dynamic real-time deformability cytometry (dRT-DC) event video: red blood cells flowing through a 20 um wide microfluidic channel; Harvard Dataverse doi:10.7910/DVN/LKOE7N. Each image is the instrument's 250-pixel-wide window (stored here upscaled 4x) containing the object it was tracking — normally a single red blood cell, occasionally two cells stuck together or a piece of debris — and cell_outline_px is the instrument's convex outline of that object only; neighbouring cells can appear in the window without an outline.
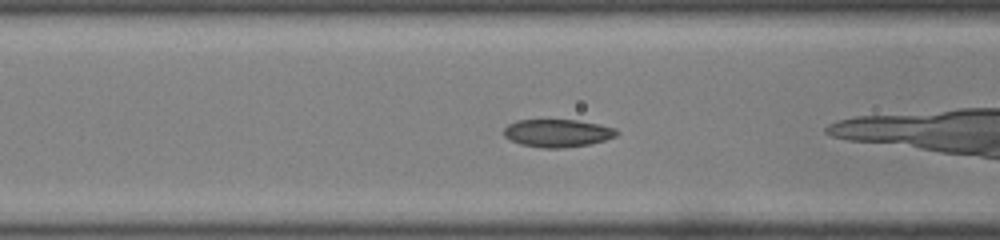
{"species": "common noctule bat (a hibernating species)", "species_latin": "Nyctalus noctula", "temperature_condition": "room temperature", "stored_images_in_passage": 42, "camera_frame_rate_fps": 3000, "um_per_image_px": 0.085, "animal": {"sex": "male", "body_mass_g": 19.0, "forearm_length_mm": 50.8}, "frame": {"image": 1, "passage_image": 11, "time_ms": 3.333, "image_size_px": [1000, 240], "cell_outline_px": [[620, 132], [616, 136], [604, 140], [588, 144], [560, 148], [544, 148], [520, 144], [504, 136], [504, 128], [508, 124], [516, 120], [576, 120], [616, 128]], "centroid_in_image_um": [47.38, 11.31], "position_along_channel_um": 119.2, "area_um2": 18.09}}
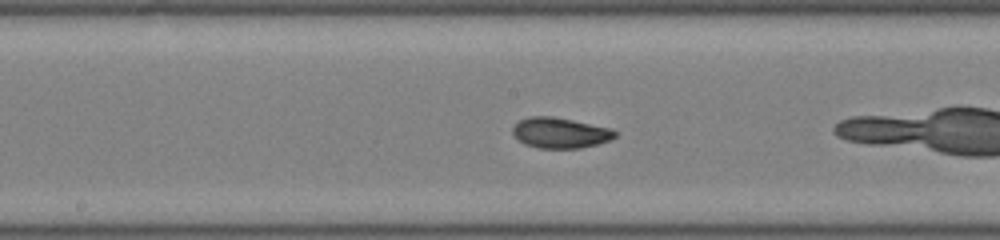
{"frame": {"image": 2, "passage_image": 17, "time_ms": 5.333, "image_size_px": [1000, 240], "cell_outline_px": [[616, 136], [608, 140], [596, 144], [580, 148], [540, 148], [524, 144], [512, 132], [512, 128], [520, 120], [528, 116], [552, 116], [612, 128], [616, 132]], "centroid_in_image_um": [47.61, 11.28], "position_along_channel_um": 200.6, "area_um2": 18.03}}
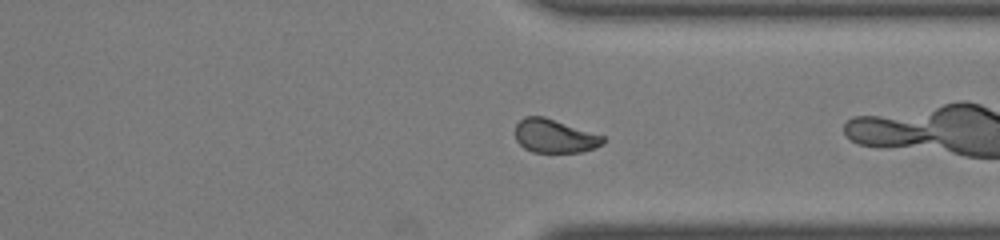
{"frame": {"image": 3, "passage_image": 29, "time_ms": 9.333, "image_size_px": [1000, 240], "cell_outline_px": [[604, 144], [596, 148], [580, 152], [532, 152], [524, 148], [516, 140], [516, 124], [524, 116], [544, 116], [604, 136]], "centroid_in_image_um": [47.14, 11.57], "position_along_channel_um": 364.3, "area_um2": 17.17}, "authors_computed_cell_mechanics": {"area_um2": 18.2648, "velocity_mm_per_s": 4.0766, "shape_relaxation_time_tau1_ms": 8.8268, "shape_relaxation_time_tau2_ms": 1.8338, "deformation_change_tau1": 0.199, "deformation_change_tau2": 0.045}}